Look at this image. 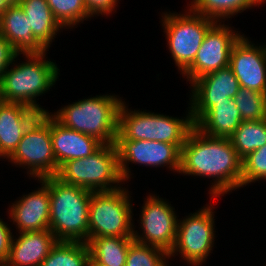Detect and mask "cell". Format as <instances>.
Instances as JSON below:
<instances>
[{"instance_id":"4dcf8cb0","label":"cell","mask_w":266,"mask_h":266,"mask_svg":"<svg viewBox=\"0 0 266 266\" xmlns=\"http://www.w3.org/2000/svg\"><path fill=\"white\" fill-rule=\"evenodd\" d=\"M85 7L91 17L110 15L117 7L119 0H84Z\"/></svg>"},{"instance_id":"d6986e66","label":"cell","mask_w":266,"mask_h":266,"mask_svg":"<svg viewBox=\"0 0 266 266\" xmlns=\"http://www.w3.org/2000/svg\"><path fill=\"white\" fill-rule=\"evenodd\" d=\"M57 242L58 240L50 229L19 233L17 238L13 235L5 264L9 266H41Z\"/></svg>"},{"instance_id":"836d02e7","label":"cell","mask_w":266,"mask_h":266,"mask_svg":"<svg viewBox=\"0 0 266 266\" xmlns=\"http://www.w3.org/2000/svg\"><path fill=\"white\" fill-rule=\"evenodd\" d=\"M5 6L20 4L21 0H1Z\"/></svg>"},{"instance_id":"484cf974","label":"cell","mask_w":266,"mask_h":266,"mask_svg":"<svg viewBox=\"0 0 266 266\" xmlns=\"http://www.w3.org/2000/svg\"><path fill=\"white\" fill-rule=\"evenodd\" d=\"M90 251L87 243L58 241L41 266H88Z\"/></svg>"},{"instance_id":"ac0fdd59","label":"cell","mask_w":266,"mask_h":266,"mask_svg":"<svg viewBox=\"0 0 266 266\" xmlns=\"http://www.w3.org/2000/svg\"><path fill=\"white\" fill-rule=\"evenodd\" d=\"M51 139L57 172L64 162L91 156L103 145L92 136L64 127L52 115Z\"/></svg>"},{"instance_id":"ba28073f","label":"cell","mask_w":266,"mask_h":266,"mask_svg":"<svg viewBox=\"0 0 266 266\" xmlns=\"http://www.w3.org/2000/svg\"><path fill=\"white\" fill-rule=\"evenodd\" d=\"M187 9L182 14L170 11L161 14L167 47L181 74L193 63L206 33L216 23L189 7Z\"/></svg>"},{"instance_id":"e0dca14e","label":"cell","mask_w":266,"mask_h":266,"mask_svg":"<svg viewBox=\"0 0 266 266\" xmlns=\"http://www.w3.org/2000/svg\"><path fill=\"white\" fill-rule=\"evenodd\" d=\"M40 114L25 104L0 102V159L14 152L25 130Z\"/></svg>"},{"instance_id":"7a4b0ae2","label":"cell","mask_w":266,"mask_h":266,"mask_svg":"<svg viewBox=\"0 0 266 266\" xmlns=\"http://www.w3.org/2000/svg\"><path fill=\"white\" fill-rule=\"evenodd\" d=\"M49 187V229L58 241H89V207L92 191L60 181L41 179Z\"/></svg>"},{"instance_id":"277c9868","label":"cell","mask_w":266,"mask_h":266,"mask_svg":"<svg viewBox=\"0 0 266 266\" xmlns=\"http://www.w3.org/2000/svg\"><path fill=\"white\" fill-rule=\"evenodd\" d=\"M121 97L96 95L68 104L51 115L64 127L113 144L118 133Z\"/></svg>"},{"instance_id":"83f0119b","label":"cell","mask_w":266,"mask_h":266,"mask_svg":"<svg viewBox=\"0 0 266 266\" xmlns=\"http://www.w3.org/2000/svg\"><path fill=\"white\" fill-rule=\"evenodd\" d=\"M233 100L240 110L242 121H258L266 118V94L240 87Z\"/></svg>"},{"instance_id":"9c48e42d","label":"cell","mask_w":266,"mask_h":266,"mask_svg":"<svg viewBox=\"0 0 266 266\" xmlns=\"http://www.w3.org/2000/svg\"><path fill=\"white\" fill-rule=\"evenodd\" d=\"M7 160L17 165L16 167H27V174L33 179L56 176L57 162L51 139V112L40 114L30 124Z\"/></svg>"},{"instance_id":"4fadbf2b","label":"cell","mask_w":266,"mask_h":266,"mask_svg":"<svg viewBox=\"0 0 266 266\" xmlns=\"http://www.w3.org/2000/svg\"><path fill=\"white\" fill-rule=\"evenodd\" d=\"M232 28L216 22L208 30L193 63L182 73L190 84L206 74L229 66L232 47L242 36Z\"/></svg>"},{"instance_id":"6da1fadb","label":"cell","mask_w":266,"mask_h":266,"mask_svg":"<svg viewBox=\"0 0 266 266\" xmlns=\"http://www.w3.org/2000/svg\"><path fill=\"white\" fill-rule=\"evenodd\" d=\"M242 162L229 138L208 136L194 126L181 148L179 174L213 178L209 195L215 199L242 187Z\"/></svg>"},{"instance_id":"603a6c76","label":"cell","mask_w":266,"mask_h":266,"mask_svg":"<svg viewBox=\"0 0 266 266\" xmlns=\"http://www.w3.org/2000/svg\"><path fill=\"white\" fill-rule=\"evenodd\" d=\"M133 237H97L87 244L90 260L98 266H125L127 251Z\"/></svg>"},{"instance_id":"30bf717a","label":"cell","mask_w":266,"mask_h":266,"mask_svg":"<svg viewBox=\"0 0 266 266\" xmlns=\"http://www.w3.org/2000/svg\"><path fill=\"white\" fill-rule=\"evenodd\" d=\"M214 216L213 205L209 203L183 220L179 218L175 244L169 258L179 254L188 265H203L214 247Z\"/></svg>"},{"instance_id":"e575fe53","label":"cell","mask_w":266,"mask_h":266,"mask_svg":"<svg viewBox=\"0 0 266 266\" xmlns=\"http://www.w3.org/2000/svg\"><path fill=\"white\" fill-rule=\"evenodd\" d=\"M6 9V6L3 4V2L0 0V16L3 13V11Z\"/></svg>"},{"instance_id":"ffe728a7","label":"cell","mask_w":266,"mask_h":266,"mask_svg":"<svg viewBox=\"0 0 266 266\" xmlns=\"http://www.w3.org/2000/svg\"><path fill=\"white\" fill-rule=\"evenodd\" d=\"M0 34L13 46L17 55L47 52L32 34L28 18L20 4L6 6L0 16Z\"/></svg>"},{"instance_id":"f546056e","label":"cell","mask_w":266,"mask_h":266,"mask_svg":"<svg viewBox=\"0 0 266 266\" xmlns=\"http://www.w3.org/2000/svg\"><path fill=\"white\" fill-rule=\"evenodd\" d=\"M242 187L266 180V144L242 160Z\"/></svg>"},{"instance_id":"4316f807","label":"cell","mask_w":266,"mask_h":266,"mask_svg":"<svg viewBox=\"0 0 266 266\" xmlns=\"http://www.w3.org/2000/svg\"><path fill=\"white\" fill-rule=\"evenodd\" d=\"M55 19L65 29H72L91 18L84 0H46Z\"/></svg>"},{"instance_id":"8992f818","label":"cell","mask_w":266,"mask_h":266,"mask_svg":"<svg viewBox=\"0 0 266 266\" xmlns=\"http://www.w3.org/2000/svg\"><path fill=\"white\" fill-rule=\"evenodd\" d=\"M60 181L92 192L112 191L124 183L115 144H103L91 156L64 162L56 176ZM119 185V186H118Z\"/></svg>"},{"instance_id":"44dd1931","label":"cell","mask_w":266,"mask_h":266,"mask_svg":"<svg viewBox=\"0 0 266 266\" xmlns=\"http://www.w3.org/2000/svg\"><path fill=\"white\" fill-rule=\"evenodd\" d=\"M240 110L235 101L217 102L194 125L211 137L230 138L242 123Z\"/></svg>"},{"instance_id":"d4e9b609","label":"cell","mask_w":266,"mask_h":266,"mask_svg":"<svg viewBox=\"0 0 266 266\" xmlns=\"http://www.w3.org/2000/svg\"><path fill=\"white\" fill-rule=\"evenodd\" d=\"M229 139L243 160L266 144V118L258 121H243Z\"/></svg>"},{"instance_id":"52a82bcc","label":"cell","mask_w":266,"mask_h":266,"mask_svg":"<svg viewBox=\"0 0 266 266\" xmlns=\"http://www.w3.org/2000/svg\"><path fill=\"white\" fill-rule=\"evenodd\" d=\"M130 198L125 187L92 192L88 219L89 240L97 237H133L134 214Z\"/></svg>"},{"instance_id":"7402d4cb","label":"cell","mask_w":266,"mask_h":266,"mask_svg":"<svg viewBox=\"0 0 266 266\" xmlns=\"http://www.w3.org/2000/svg\"><path fill=\"white\" fill-rule=\"evenodd\" d=\"M29 28L37 41L47 50L62 30L61 24L55 19L46 0H21Z\"/></svg>"},{"instance_id":"7c38bea8","label":"cell","mask_w":266,"mask_h":266,"mask_svg":"<svg viewBox=\"0 0 266 266\" xmlns=\"http://www.w3.org/2000/svg\"><path fill=\"white\" fill-rule=\"evenodd\" d=\"M141 208L139 228L142 233L139 235L133 226L134 241L158 247L169 254L175 244L178 224L174 207L157 194H149Z\"/></svg>"},{"instance_id":"cb8c5ba5","label":"cell","mask_w":266,"mask_h":266,"mask_svg":"<svg viewBox=\"0 0 266 266\" xmlns=\"http://www.w3.org/2000/svg\"><path fill=\"white\" fill-rule=\"evenodd\" d=\"M266 0H192L187 7L195 13L216 22H225L226 18L234 17L246 9L262 5ZM262 3V4H261ZM191 5V6H190Z\"/></svg>"},{"instance_id":"1f68e13d","label":"cell","mask_w":266,"mask_h":266,"mask_svg":"<svg viewBox=\"0 0 266 266\" xmlns=\"http://www.w3.org/2000/svg\"><path fill=\"white\" fill-rule=\"evenodd\" d=\"M16 55L13 46L0 34V80L3 73L11 67Z\"/></svg>"},{"instance_id":"d590c367","label":"cell","mask_w":266,"mask_h":266,"mask_svg":"<svg viewBox=\"0 0 266 266\" xmlns=\"http://www.w3.org/2000/svg\"><path fill=\"white\" fill-rule=\"evenodd\" d=\"M88 266H98V265H96L95 263H93L91 260H90V262H89V265Z\"/></svg>"},{"instance_id":"5bb4252c","label":"cell","mask_w":266,"mask_h":266,"mask_svg":"<svg viewBox=\"0 0 266 266\" xmlns=\"http://www.w3.org/2000/svg\"><path fill=\"white\" fill-rule=\"evenodd\" d=\"M190 108L194 124L217 102H230L237 94L239 81L228 66L196 79L191 85Z\"/></svg>"},{"instance_id":"9a60e30c","label":"cell","mask_w":266,"mask_h":266,"mask_svg":"<svg viewBox=\"0 0 266 266\" xmlns=\"http://www.w3.org/2000/svg\"><path fill=\"white\" fill-rule=\"evenodd\" d=\"M229 67L240 87L266 94V45H256L244 34L233 45Z\"/></svg>"},{"instance_id":"f1b7e54d","label":"cell","mask_w":266,"mask_h":266,"mask_svg":"<svg viewBox=\"0 0 266 266\" xmlns=\"http://www.w3.org/2000/svg\"><path fill=\"white\" fill-rule=\"evenodd\" d=\"M168 259L166 251L133 241L127 251L125 266H170Z\"/></svg>"},{"instance_id":"3957f363","label":"cell","mask_w":266,"mask_h":266,"mask_svg":"<svg viewBox=\"0 0 266 266\" xmlns=\"http://www.w3.org/2000/svg\"><path fill=\"white\" fill-rule=\"evenodd\" d=\"M46 54L23 55L26 62L22 63H14L19 55L15 56L12 68H8L0 80L2 101L25 104L41 114L49 112L36 99L55 85L60 70L55 62L45 60Z\"/></svg>"},{"instance_id":"2e32d148","label":"cell","mask_w":266,"mask_h":266,"mask_svg":"<svg viewBox=\"0 0 266 266\" xmlns=\"http://www.w3.org/2000/svg\"><path fill=\"white\" fill-rule=\"evenodd\" d=\"M41 187L22 195L8 209L10 222L16 225L18 233L49 229L50 195L49 187L39 180Z\"/></svg>"},{"instance_id":"5b68a950","label":"cell","mask_w":266,"mask_h":266,"mask_svg":"<svg viewBox=\"0 0 266 266\" xmlns=\"http://www.w3.org/2000/svg\"><path fill=\"white\" fill-rule=\"evenodd\" d=\"M127 107L126 102L123 101L119 109L118 132L128 140L184 144L195 126L190 106L188 114L182 119L147 110L134 109L133 111Z\"/></svg>"},{"instance_id":"8fae6325","label":"cell","mask_w":266,"mask_h":266,"mask_svg":"<svg viewBox=\"0 0 266 266\" xmlns=\"http://www.w3.org/2000/svg\"><path fill=\"white\" fill-rule=\"evenodd\" d=\"M119 172L123 181L130 179V162L153 167H168L173 172H180L181 148L184 144H169L149 140H128L119 132L115 139Z\"/></svg>"},{"instance_id":"8d00e7d4","label":"cell","mask_w":266,"mask_h":266,"mask_svg":"<svg viewBox=\"0 0 266 266\" xmlns=\"http://www.w3.org/2000/svg\"><path fill=\"white\" fill-rule=\"evenodd\" d=\"M0 266H9V265H7V264H5V263H2V264H0Z\"/></svg>"},{"instance_id":"d6a6232c","label":"cell","mask_w":266,"mask_h":266,"mask_svg":"<svg viewBox=\"0 0 266 266\" xmlns=\"http://www.w3.org/2000/svg\"><path fill=\"white\" fill-rule=\"evenodd\" d=\"M0 218V264L5 263L9 256L13 232L11 227Z\"/></svg>"}]
</instances>
